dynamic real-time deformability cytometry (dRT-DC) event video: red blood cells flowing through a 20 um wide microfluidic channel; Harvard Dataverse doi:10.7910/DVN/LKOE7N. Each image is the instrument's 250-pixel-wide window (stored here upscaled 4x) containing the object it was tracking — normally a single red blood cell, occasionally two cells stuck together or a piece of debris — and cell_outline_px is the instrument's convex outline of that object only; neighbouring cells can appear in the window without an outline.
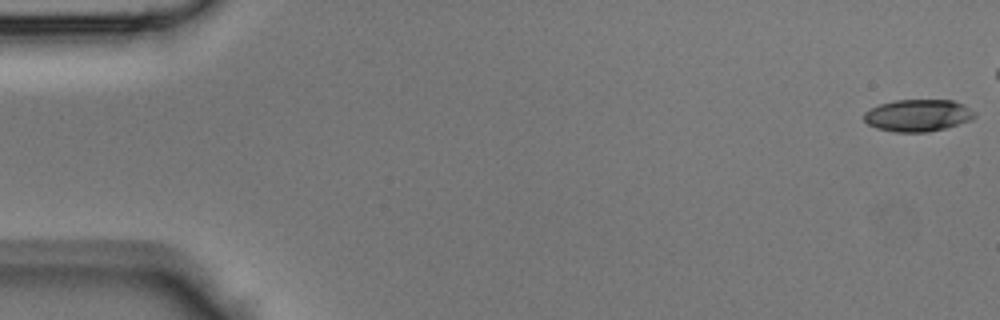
{"species": "Egyptian fruit bat (a non-hibernating species)", "species_latin": "Rousettus aegyptiacus", "temperature_condition": "room temperature", "stored_images_in_passage": 5, "camera_frame_rate_fps": 3000, "um_per_image_px": 0.085, "animal": {"sex": "male"}, "frame": {"image": 1, "passage_image": 1, "time_ms": 0.0, "image_size_px": [1000, 320], "cell_outline_px": [[976, 116], [972, 120], [944, 128], [928, 132], [896, 132], [876, 128], [868, 124], [864, 120], [864, 112], [880, 104], [896, 100], [952, 100], [964, 104], [976, 112]], "centroid_in_image_um": [78.05, 9.81], "position_along_channel_um": 7.0, "area_um2": 20.69}}